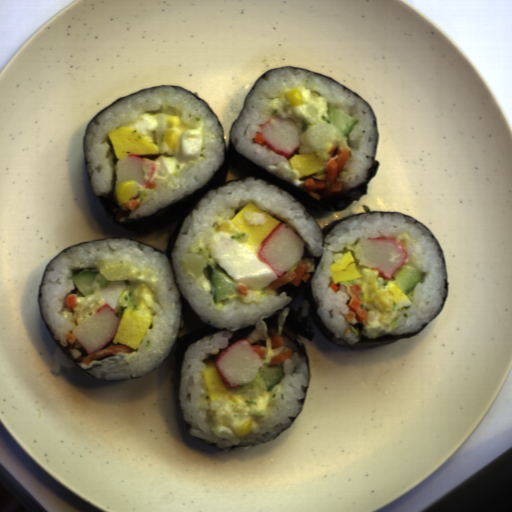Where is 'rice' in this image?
Segmentation results:
<instances>
[{
  "mask_svg": "<svg viewBox=\"0 0 512 512\" xmlns=\"http://www.w3.org/2000/svg\"><path fill=\"white\" fill-rule=\"evenodd\" d=\"M296 86L313 89L324 97L327 104L326 110L338 107L353 119L359 120L348 134L342 133L351 149L340 174L335 178V183H342L341 190L344 193L366 182L370 176L369 171L373 167V157L379 138L375 116L370 105L332 79L298 68L271 70L257 81L244 102L243 112L231 129L230 139L234 149L239 155L253 161L266 171H268L267 166L278 167L280 162L290 164L289 159L301 152L303 120L289 118L300 128V147L290 158L271 150L266 145V141L258 144L254 135L261 133V127L270 118L278 116L270 111V102L281 96L284 88Z\"/></svg>",
  "mask_w": 512,
  "mask_h": 512,
  "instance_id": "obj_4",
  "label": "rice"
},
{
  "mask_svg": "<svg viewBox=\"0 0 512 512\" xmlns=\"http://www.w3.org/2000/svg\"><path fill=\"white\" fill-rule=\"evenodd\" d=\"M145 113L181 115L187 126L203 123V146L200 158L182 167L168 185L146 200L138 202L132 212L119 219L127 223L143 219L187 198L204 188L225 161L223 128L203 100L179 87L142 90L112 104L90 123L85 139L86 166L95 195H111L115 181V161L109 142L110 132L138 119Z\"/></svg>",
  "mask_w": 512,
  "mask_h": 512,
  "instance_id": "obj_3",
  "label": "rice"
},
{
  "mask_svg": "<svg viewBox=\"0 0 512 512\" xmlns=\"http://www.w3.org/2000/svg\"><path fill=\"white\" fill-rule=\"evenodd\" d=\"M248 203L282 223L289 225L301 239L304 247L320 262L311 280V292L317 305L320 321L332 333L336 345L360 342L366 335V325L356 318L348 321L347 306L351 301L348 293L350 285L338 282L335 292L330 268L335 264V254L350 252L361 274L362 268H375L364 259L360 243L371 238L388 237L401 243L408 256L402 265H412L422 273L421 280L412 291L405 294L411 305L399 308L394 319L397 327L392 331L381 328V336H408L415 334L425 323L430 322L440 311L446 293L448 278L445 256L430 231L410 219L395 212H372L352 216L336 225L325 236L313 215L280 187L267 184L266 180L246 176L206 192L184 220L172 251V265L177 286L191 309L208 325L228 330L204 336L190 345L184 355L178 398L183 420L187 423L191 436L204 441L205 445H215L221 450H231L240 446H255L269 442L284 432L292 424L290 417H297L306 397L304 389L310 382L306 354L296 353L297 345L286 338L284 325L290 308H284L291 300L287 292L278 295L275 289L265 288L267 296L261 300H244L233 295L219 303L215 301V288L206 291L201 282L184 261V254H192L191 247L196 242H206L215 235L212 226L216 218H234ZM283 308V309H282ZM277 329L268 330L265 319L279 310ZM279 335L283 337L282 351L292 349L293 355L280 364L285 374L271 390L245 395L231 389L232 394L255 397L272 394L265 416L251 415L253 426L249 433L238 436L218 431V422H213L216 411L211 403L204 402L208 397L202 377L205 361L214 360L225 348L238 340H247L251 346L262 345L266 339Z\"/></svg>",
  "mask_w": 512,
  "mask_h": 512,
  "instance_id": "obj_1",
  "label": "rice"
},
{
  "mask_svg": "<svg viewBox=\"0 0 512 512\" xmlns=\"http://www.w3.org/2000/svg\"><path fill=\"white\" fill-rule=\"evenodd\" d=\"M105 260L129 262L155 275L153 288L156 299L151 308L153 318L137 349L123 343L108 346H127L129 353H110L86 363H77L82 369L102 380H123L145 375L162 364L178 336L182 320V300L175 284L172 265L165 254L147 244L125 238H109L70 247L58 254L49 264L41 287L40 309L54 340L68 347L74 360L83 357L78 339L70 343L66 334L73 335L79 312L68 309L66 298L85 297L75 284L73 275L86 268L101 270Z\"/></svg>",
  "mask_w": 512,
  "mask_h": 512,
  "instance_id": "obj_2",
  "label": "rice"
},
{
  "mask_svg": "<svg viewBox=\"0 0 512 512\" xmlns=\"http://www.w3.org/2000/svg\"><path fill=\"white\" fill-rule=\"evenodd\" d=\"M357 298L364 302V294L362 291L357 295Z\"/></svg>",
  "mask_w": 512,
  "mask_h": 512,
  "instance_id": "obj_5",
  "label": "rice"
}]
</instances>
